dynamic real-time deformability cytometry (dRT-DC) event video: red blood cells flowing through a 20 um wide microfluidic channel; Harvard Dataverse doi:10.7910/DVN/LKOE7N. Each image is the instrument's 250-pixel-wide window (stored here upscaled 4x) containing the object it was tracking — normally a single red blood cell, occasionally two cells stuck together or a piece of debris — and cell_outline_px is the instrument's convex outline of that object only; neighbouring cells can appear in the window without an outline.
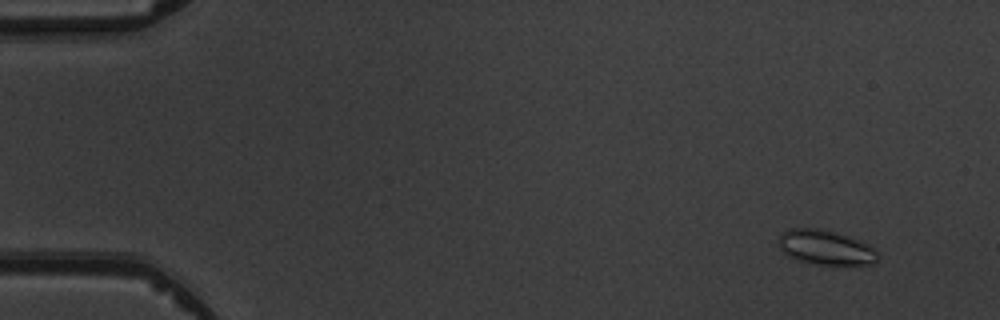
{"species": "common noctule bat (a hibernating species)", "species_latin": "Nyctalus noctula", "temperature_condition": "warm", "stored_images_in_passage": 6, "camera_frame_rate_fps": 3000, "um_per_image_px": 0.085, "animal": {"sex": "male", "body_mass_g": 19.5, "forearm_length_mm": 54.6}, "frame": {"image": 1, "passage_image": 1, "time_ms": 0.0, "image_size_px": [1000, 320], "cell_outline_px": [[880, 260], [872, 264], [820, 264], [800, 260], [788, 256], [780, 248], [780, 232], [788, 228], [820, 228], [836, 232], [860, 240], [876, 248], [880, 256]], "centroid_in_image_um": [70.23, 21.01], "position_along_channel_um": 14.8, "area_um2": 20.11}}
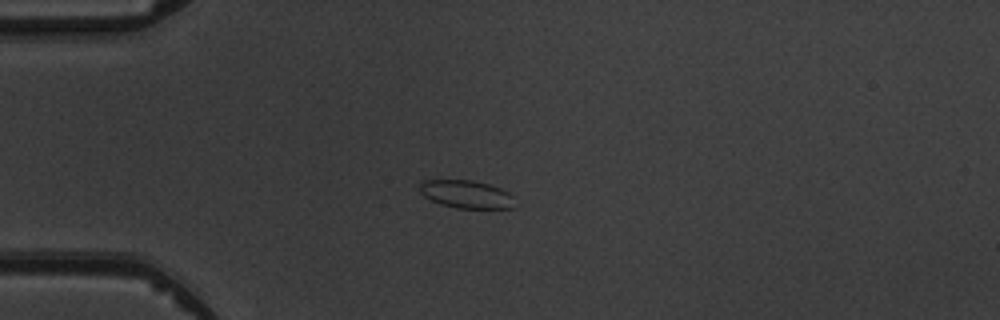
{"frame": {"image": 2, "passage_image": 4, "time_ms": 3.333, "image_size_px": [1000, 320], "cell_outline_px": [[512, 208], [456, 208], [440, 204], [424, 196], [420, 192], [420, 180], [472, 180], [488, 184], [500, 188], [508, 192], [512, 196]], "centroid_in_image_um": [39.59, 16.5], "position_along_channel_um": 45.4, "area_um2": 15.32}}
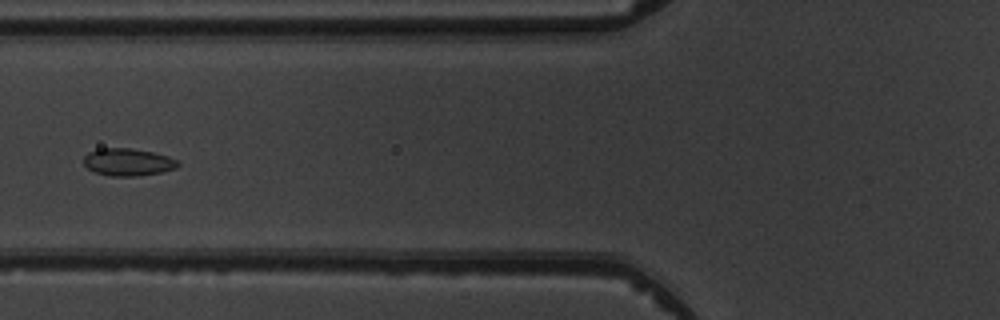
{"frame": {"image": 3, "passage_image": 6, "time_ms": 5.667, "image_size_px": [1000, 320], "cell_outline_px": [[180, 164], [176, 168], [160, 172], [136, 176], [108, 176], [96, 172], [88, 168], [84, 164], [84, 156], [88, 152], [100, 148], [132, 148], [152, 152], [168, 156], [180, 160]], "centroid_in_image_um": [10.89, 13.77], "position_along_channel_um": 114.9, "area_um2": 15.09}}